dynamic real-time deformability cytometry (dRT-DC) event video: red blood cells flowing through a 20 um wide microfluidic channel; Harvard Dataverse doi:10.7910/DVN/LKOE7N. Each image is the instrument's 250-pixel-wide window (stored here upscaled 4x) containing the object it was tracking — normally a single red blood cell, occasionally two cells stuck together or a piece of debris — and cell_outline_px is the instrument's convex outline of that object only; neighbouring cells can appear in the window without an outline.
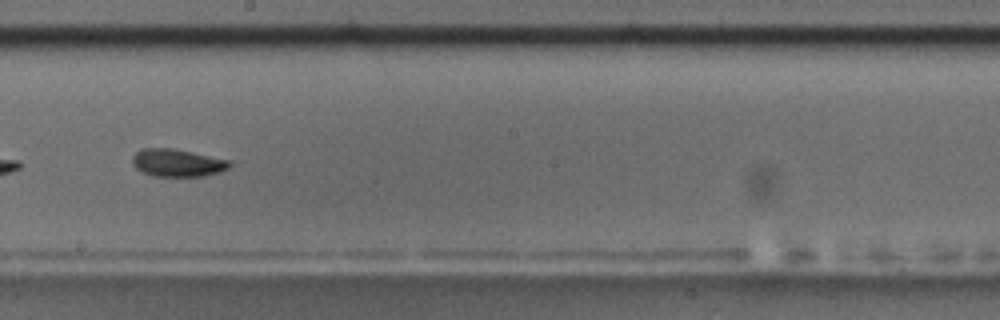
{"species": "common noctule bat (a hibernating species)", "species_latin": "Nyctalus noctula", "temperature_condition": "room temperature", "stored_images_in_passage": 55, "segment_of_instrument_passage": [2, 2], "camera_frame_rate_fps": 3000, "um_per_image_px": 0.085, "animal": {"sex": "male", "body_mass_g": 17.5, "forearm_length_mm": 52.3}, "frame": {"image": 1, "passage_image": 31, "time_ms": 10.0, "image_size_px": [1000, 320], "cell_outline_px": [[232, 164], [228, 168], [220, 172], [204, 176], [152, 176], [136, 168], [132, 164], [132, 156], [140, 148], [172, 148], [232, 160]], "centroid_in_image_um": [15.09, 13.83], "position_along_channel_um": 233.1, "area_um2": 15.78}}